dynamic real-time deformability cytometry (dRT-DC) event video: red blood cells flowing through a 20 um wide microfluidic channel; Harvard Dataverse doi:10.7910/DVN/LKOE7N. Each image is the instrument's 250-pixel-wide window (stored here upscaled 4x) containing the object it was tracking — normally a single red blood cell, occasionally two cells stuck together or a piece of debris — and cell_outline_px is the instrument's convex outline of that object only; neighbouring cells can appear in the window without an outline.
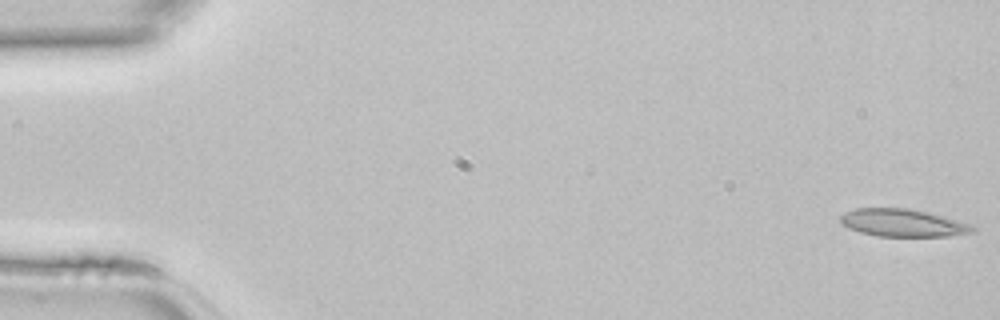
{"species": "common noctule bat (a hibernating species)", "species_latin": "Nyctalus noctula", "temperature_condition": "room temperature", "stored_images_in_passage": 45, "camera_frame_rate_fps": 3000, "um_per_image_px": 0.085, "animal": {"sex": "female", "body_mass_g": 22.7, "forearm_length_mm": 54.2}, "frame": {"image": 1, "passage_image": 1, "time_ms": 0.0, "image_size_px": [1000, 320], "cell_outline_px": [[976, 232], [948, 236], [876, 236], [860, 232], [848, 228], [840, 224], [840, 216], [856, 208], [908, 208], [928, 212], [944, 216], [972, 224], [976, 228]], "centroid_in_image_um": [76.77, 18.95], "position_along_channel_um": 8.2, "area_um2": 21.39}}
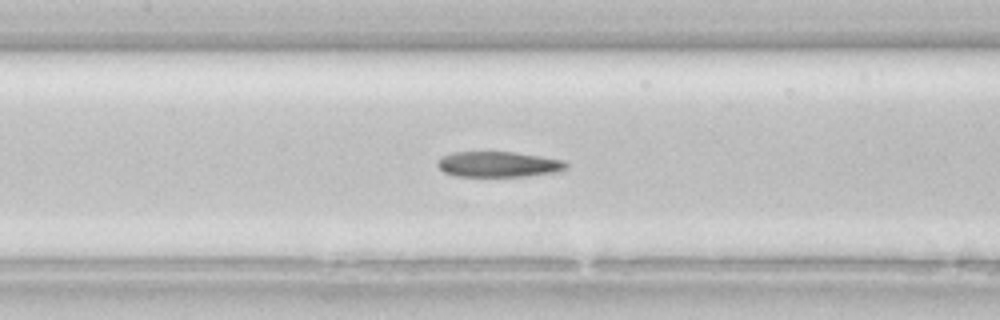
{"frame": {"image": 2, "passage_image": 21, "time_ms": 6.667, "image_size_px": [1000, 320], "cell_outline_px": [[568, 168], [560, 172], [524, 176], [456, 176], [444, 172], [436, 164], [436, 160], [440, 156], [452, 152], [512, 152], [540, 156], [564, 160], [568, 164]], "centroid_in_image_um": [42.36, 13.96], "position_along_channel_um": 165.0, "area_um2": 19.31}}
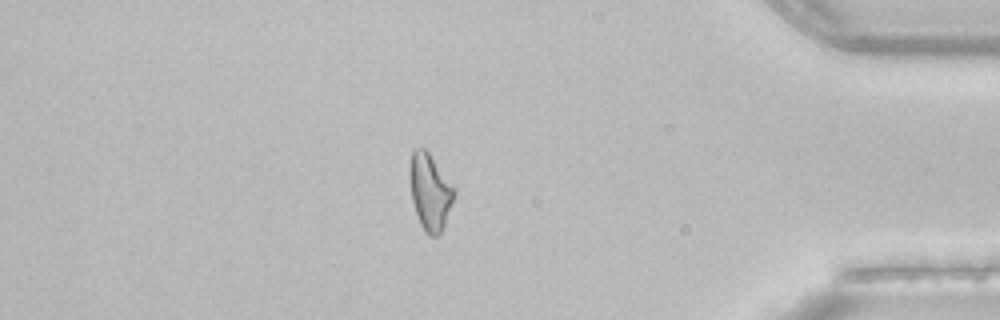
{"frame": {"image": 3, "passage_image": 39, "time_ms": 12.667, "image_size_px": [1000, 320], "cell_outline_px": [[456, 192], [452, 204], [444, 224], [440, 232], [436, 236], [428, 236], [424, 232], [420, 224], [412, 200], [408, 176], [408, 164], [412, 148], [424, 148], [428, 152], [456, 188]], "centroid_in_image_um": [36.52, 16.26], "position_along_channel_um": 398.7, "area_um2": 20.06}}